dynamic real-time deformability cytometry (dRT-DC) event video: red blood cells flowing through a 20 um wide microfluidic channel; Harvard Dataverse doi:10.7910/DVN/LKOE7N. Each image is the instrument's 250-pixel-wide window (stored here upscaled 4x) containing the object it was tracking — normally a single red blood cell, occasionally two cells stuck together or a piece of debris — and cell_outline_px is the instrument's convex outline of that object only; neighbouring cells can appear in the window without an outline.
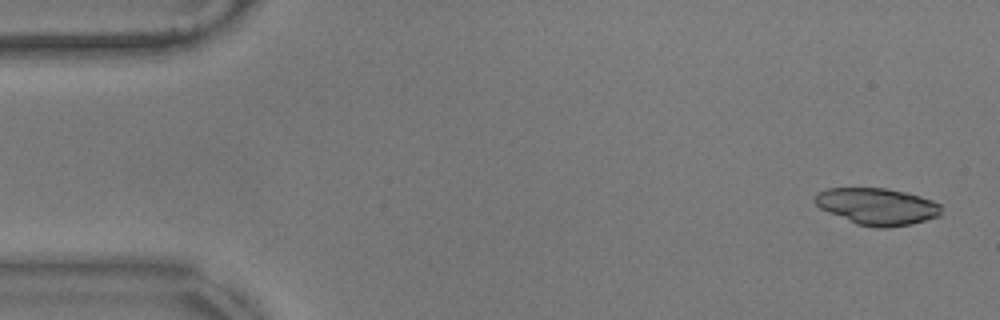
{"species": "common noctule bat (a hibernating species)", "species_latin": "Nyctalus noctula", "temperature_condition": "warm", "stored_images_in_passage": 56, "camera_frame_rate_fps": 3000, "um_per_image_px": 0.085, "animal": {"sex": "male", "body_mass_g": 17.9}, "frame": {"image": 1, "passage_image": 2, "time_ms": 0.333, "image_size_px": [1000, 320], "cell_outline_px": [[940, 216], [912, 224], [888, 228], [876, 228], [856, 224], [828, 212], [820, 208], [812, 200], [816, 192], [828, 188], [884, 188], [904, 192], [920, 196], [932, 200], [940, 204]], "centroid_in_image_um": [74.53, 17.55], "position_along_channel_um": 10.5, "area_um2": 27.22}}
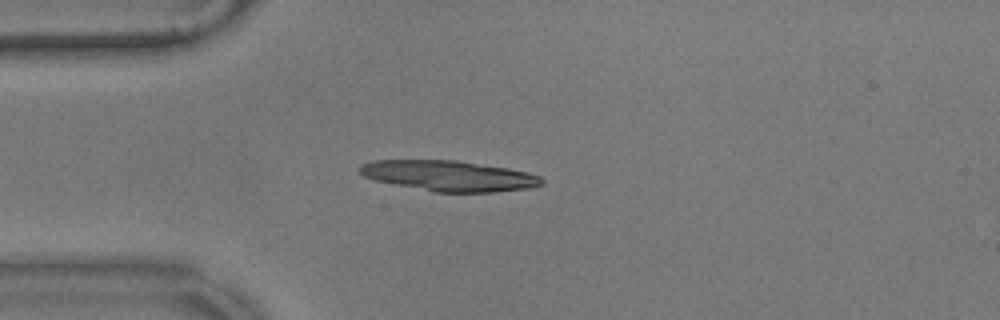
{"frame": {"image": 2, "passage_image": 14, "time_ms": 4.333, "image_size_px": [1000, 320], "cell_outline_px": [[544, 184], [528, 188], [492, 192], [432, 192], [376, 180], [364, 176], [356, 168], [360, 164], [372, 160], [456, 160], [508, 168], [528, 172], [540, 176], [544, 180]], "centroid_in_image_um": [38.15, 14.94], "position_along_channel_um": 46.8, "area_um2": 32.43}}